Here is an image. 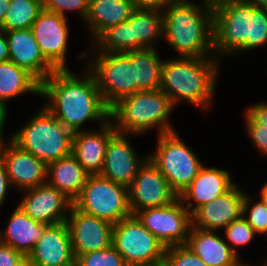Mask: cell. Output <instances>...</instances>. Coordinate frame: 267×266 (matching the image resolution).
I'll list each match as a JSON object with an SVG mask.
<instances>
[{"mask_svg": "<svg viewBox=\"0 0 267 266\" xmlns=\"http://www.w3.org/2000/svg\"><path fill=\"white\" fill-rule=\"evenodd\" d=\"M10 186L11 184L6 172V167L0 158V208L3 203H5V198H7L8 191L11 188Z\"/></svg>", "mask_w": 267, "mask_h": 266, "instance_id": "cell-42", "label": "cell"}, {"mask_svg": "<svg viewBox=\"0 0 267 266\" xmlns=\"http://www.w3.org/2000/svg\"><path fill=\"white\" fill-rule=\"evenodd\" d=\"M68 24L66 17L43 10L31 26L44 58L56 70H70L66 63L70 38Z\"/></svg>", "mask_w": 267, "mask_h": 266, "instance_id": "cell-13", "label": "cell"}, {"mask_svg": "<svg viewBox=\"0 0 267 266\" xmlns=\"http://www.w3.org/2000/svg\"><path fill=\"white\" fill-rule=\"evenodd\" d=\"M156 150L148 158L167 179L172 191L179 196L205 165L179 134L169 132L157 135Z\"/></svg>", "mask_w": 267, "mask_h": 266, "instance_id": "cell-8", "label": "cell"}, {"mask_svg": "<svg viewBox=\"0 0 267 266\" xmlns=\"http://www.w3.org/2000/svg\"><path fill=\"white\" fill-rule=\"evenodd\" d=\"M91 51L127 53L134 50L132 24L129 21L104 30L92 43Z\"/></svg>", "mask_w": 267, "mask_h": 266, "instance_id": "cell-30", "label": "cell"}, {"mask_svg": "<svg viewBox=\"0 0 267 266\" xmlns=\"http://www.w3.org/2000/svg\"><path fill=\"white\" fill-rule=\"evenodd\" d=\"M8 220L5 230H0V241L21 252L27 258L48 224L32 219L18 205Z\"/></svg>", "mask_w": 267, "mask_h": 266, "instance_id": "cell-24", "label": "cell"}, {"mask_svg": "<svg viewBox=\"0 0 267 266\" xmlns=\"http://www.w3.org/2000/svg\"><path fill=\"white\" fill-rule=\"evenodd\" d=\"M41 83L12 61L0 63V101L8 103L22 94L40 96Z\"/></svg>", "mask_w": 267, "mask_h": 266, "instance_id": "cell-27", "label": "cell"}, {"mask_svg": "<svg viewBox=\"0 0 267 266\" xmlns=\"http://www.w3.org/2000/svg\"><path fill=\"white\" fill-rule=\"evenodd\" d=\"M9 61L27 70L42 83L56 69L44 58L31 28L5 32Z\"/></svg>", "mask_w": 267, "mask_h": 266, "instance_id": "cell-21", "label": "cell"}, {"mask_svg": "<svg viewBox=\"0 0 267 266\" xmlns=\"http://www.w3.org/2000/svg\"><path fill=\"white\" fill-rule=\"evenodd\" d=\"M129 207L133 215L154 207L171 204L178 196L157 166L147 158L128 187Z\"/></svg>", "mask_w": 267, "mask_h": 266, "instance_id": "cell-12", "label": "cell"}, {"mask_svg": "<svg viewBox=\"0 0 267 266\" xmlns=\"http://www.w3.org/2000/svg\"><path fill=\"white\" fill-rule=\"evenodd\" d=\"M252 5H254L256 8H266L267 9V0H244Z\"/></svg>", "mask_w": 267, "mask_h": 266, "instance_id": "cell-46", "label": "cell"}, {"mask_svg": "<svg viewBox=\"0 0 267 266\" xmlns=\"http://www.w3.org/2000/svg\"><path fill=\"white\" fill-rule=\"evenodd\" d=\"M174 108L161 89L137 91L110 108V120L118 133L141 136L157 129V135L166 134L176 131L169 119Z\"/></svg>", "mask_w": 267, "mask_h": 266, "instance_id": "cell-4", "label": "cell"}, {"mask_svg": "<svg viewBox=\"0 0 267 266\" xmlns=\"http://www.w3.org/2000/svg\"><path fill=\"white\" fill-rule=\"evenodd\" d=\"M30 266H76L66 222L48 225L27 257Z\"/></svg>", "mask_w": 267, "mask_h": 266, "instance_id": "cell-18", "label": "cell"}, {"mask_svg": "<svg viewBox=\"0 0 267 266\" xmlns=\"http://www.w3.org/2000/svg\"><path fill=\"white\" fill-rule=\"evenodd\" d=\"M78 75L72 70H56L42 83L40 97L44 106L73 133L95 121L100 126L110 120V108L98 90L94 75L85 67Z\"/></svg>", "mask_w": 267, "mask_h": 266, "instance_id": "cell-1", "label": "cell"}, {"mask_svg": "<svg viewBox=\"0 0 267 266\" xmlns=\"http://www.w3.org/2000/svg\"><path fill=\"white\" fill-rule=\"evenodd\" d=\"M26 262L21 252L0 241V266H23Z\"/></svg>", "mask_w": 267, "mask_h": 266, "instance_id": "cell-39", "label": "cell"}, {"mask_svg": "<svg viewBox=\"0 0 267 266\" xmlns=\"http://www.w3.org/2000/svg\"><path fill=\"white\" fill-rule=\"evenodd\" d=\"M162 14L163 40L179 57H215L211 4L172 0Z\"/></svg>", "mask_w": 267, "mask_h": 266, "instance_id": "cell-2", "label": "cell"}, {"mask_svg": "<svg viewBox=\"0 0 267 266\" xmlns=\"http://www.w3.org/2000/svg\"><path fill=\"white\" fill-rule=\"evenodd\" d=\"M230 173L228 169L204 165L178 198L192 215L199 207L228 192L236 184Z\"/></svg>", "mask_w": 267, "mask_h": 266, "instance_id": "cell-20", "label": "cell"}, {"mask_svg": "<svg viewBox=\"0 0 267 266\" xmlns=\"http://www.w3.org/2000/svg\"><path fill=\"white\" fill-rule=\"evenodd\" d=\"M163 266H207L188 246L177 245L165 249Z\"/></svg>", "mask_w": 267, "mask_h": 266, "instance_id": "cell-36", "label": "cell"}, {"mask_svg": "<svg viewBox=\"0 0 267 266\" xmlns=\"http://www.w3.org/2000/svg\"><path fill=\"white\" fill-rule=\"evenodd\" d=\"M224 230L227 239H225V242L239 258L240 252L237 247L247 246L253 241L257 234L243 216L231 222Z\"/></svg>", "mask_w": 267, "mask_h": 266, "instance_id": "cell-33", "label": "cell"}, {"mask_svg": "<svg viewBox=\"0 0 267 266\" xmlns=\"http://www.w3.org/2000/svg\"><path fill=\"white\" fill-rule=\"evenodd\" d=\"M129 134L116 132L108 142L106 149L105 163L100 175L129 187L137 175L139 167L148 158V155L137 154L131 142Z\"/></svg>", "mask_w": 267, "mask_h": 266, "instance_id": "cell-17", "label": "cell"}, {"mask_svg": "<svg viewBox=\"0 0 267 266\" xmlns=\"http://www.w3.org/2000/svg\"><path fill=\"white\" fill-rule=\"evenodd\" d=\"M88 51L80 53L79 58L88 60L85 61V66L94 75L98 90L109 108L120 99L136 93L134 66L130 62V52L90 50V55Z\"/></svg>", "mask_w": 267, "mask_h": 266, "instance_id": "cell-6", "label": "cell"}, {"mask_svg": "<svg viewBox=\"0 0 267 266\" xmlns=\"http://www.w3.org/2000/svg\"><path fill=\"white\" fill-rule=\"evenodd\" d=\"M220 62L216 57L165 59L160 89L169 96L174 107L185 101L208 113L213 106Z\"/></svg>", "mask_w": 267, "mask_h": 266, "instance_id": "cell-3", "label": "cell"}, {"mask_svg": "<svg viewBox=\"0 0 267 266\" xmlns=\"http://www.w3.org/2000/svg\"><path fill=\"white\" fill-rule=\"evenodd\" d=\"M217 231L192 227L186 246L207 266H237L241 260Z\"/></svg>", "mask_w": 267, "mask_h": 266, "instance_id": "cell-23", "label": "cell"}, {"mask_svg": "<svg viewBox=\"0 0 267 266\" xmlns=\"http://www.w3.org/2000/svg\"><path fill=\"white\" fill-rule=\"evenodd\" d=\"M249 193H245L242 216L253 230L267 237V200L260 196V200L254 201Z\"/></svg>", "mask_w": 267, "mask_h": 266, "instance_id": "cell-32", "label": "cell"}, {"mask_svg": "<svg viewBox=\"0 0 267 266\" xmlns=\"http://www.w3.org/2000/svg\"><path fill=\"white\" fill-rule=\"evenodd\" d=\"M260 196L267 200V182L262 186L261 192H259Z\"/></svg>", "mask_w": 267, "mask_h": 266, "instance_id": "cell-47", "label": "cell"}, {"mask_svg": "<svg viewBox=\"0 0 267 266\" xmlns=\"http://www.w3.org/2000/svg\"><path fill=\"white\" fill-rule=\"evenodd\" d=\"M128 21L132 24L134 50L142 48L157 49L155 42L163 37L162 11L135 9Z\"/></svg>", "mask_w": 267, "mask_h": 266, "instance_id": "cell-29", "label": "cell"}, {"mask_svg": "<svg viewBox=\"0 0 267 266\" xmlns=\"http://www.w3.org/2000/svg\"><path fill=\"white\" fill-rule=\"evenodd\" d=\"M44 10L68 17L66 13L75 12L84 21L88 13L89 0H41Z\"/></svg>", "mask_w": 267, "mask_h": 266, "instance_id": "cell-37", "label": "cell"}, {"mask_svg": "<svg viewBox=\"0 0 267 266\" xmlns=\"http://www.w3.org/2000/svg\"><path fill=\"white\" fill-rule=\"evenodd\" d=\"M136 9H154L162 11L172 0H131Z\"/></svg>", "mask_w": 267, "mask_h": 266, "instance_id": "cell-41", "label": "cell"}, {"mask_svg": "<svg viewBox=\"0 0 267 266\" xmlns=\"http://www.w3.org/2000/svg\"><path fill=\"white\" fill-rule=\"evenodd\" d=\"M163 60L156 48H142L130 52V62L134 66L136 92L160 89Z\"/></svg>", "mask_w": 267, "mask_h": 266, "instance_id": "cell-28", "label": "cell"}, {"mask_svg": "<svg viewBox=\"0 0 267 266\" xmlns=\"http://www.w3.org/2000/svg\"><path fill=\"white\" fill-rule=\"evenodd\" d=\"M73 205L78 210L112 224L132 214L129 207L128 187L114 183L100 174L89 175Z\"/></svg>", "mask_w": 267, "mask_h": 266, "instance_id": "cell-9", "label": "cell"}, {"mask_svg": "<svg viewBox=\"0 0 267 266\" xmlns=\"http://www.w3.org/2000/svg\"><path fill=\"white\" fill-rule=\"evenodd\" d=\"M9 61V49L5 32L0 30V63Z\"/></svg>", "mask_w": 267, "mask_h": 266, "instance_id": "cell-44", "label": "cell"}, {"mask_svg": "<svg viewBox=\"0 0 267 266\" xmlns=\"http://www.w3.org/2000/svg\"><path fill=\"white\" fill-rule=\"evenodd\" d=\"M11 140L46 165L72 154L73 132L45 106L21 129L12 133Z\"/></svg>", "mask_w": 267, "mask_h": 266, "instance_id": "cell-5", "label": "cell"}, {"mask_svg": "<svg viewBox=\"0 0 267 266\" xmlns=\"http://www.w3.org/2000/svg\"><path fill=\"white\" fill-rule=\"evenodd\" d=\"M12 135L0 144L3 161L11 186L21 192L46 182L47 165L32 153L23 150L12 140Z\"/></svg>", "mask_w": 267, "mask_h": 266, "instance_id": "cell-15", "label": "cell"}, {"mask_svg": "<svg viewBox=\"0 0 267 266\" xmlns=\"http://www.w3.org/2000/svg\"><path fill=\"white\" fill-rule=\"evenodd\" d=\"M116 133L111 120L99 125L98 130H82L73 133L72 154L89 175L103 170L109 139Z\"/></svg>", "mask_w": 267, "mask_h": 266, "instance_id": "cell-22", "label": "cell"}, {"mask_svg": "<svg viewBox=\"0 0 267 266\" xmlns=\"http://www.w3.org/2000/svg\"><path fill=\"white\" fill-rule=\"evenodd\" d=\"M244 124L246 132L252 141V144L259 151V154L267 157V124H254L245 115Z\"/></svg>", "mask_w": 267, "mask_h": 266, "instance_id": "cell-38", "label": "cell"}, {"mask_svg": "<svg viewBox=\"0 0 267 266\" xmlns=\"http://www.w3.org/2000/svg\"><path fill=\"white\" fill-rule=\"evenodd\" d=\"M135 9L131 0H89L84 23L91 42L107 28L128 21Z\"/></svg>", "mask_w": 267, "mask_h": 266, "instance_id": "cell-25", "label": "cell"}, {"mask_svg": "<svg viewBox=\"0 0 267 266\" xmlns=\"http://www.w3.org/2000/svg\"><path fill=\"white\" fill-rule=\"evenodd\" d=\"M8 108L5 102L0 101V144L5 142L4 127L7 121Z\"/></svg>", "mask_w": 267, "mask_h": 266, "instance_id": "cell-43", "label": "cell"}, {"mask_svg": "<svg viewBox=\"0 0 267 266\" xmlns=\"http://www.w3.org/2000/svg\"><path fill=\"white\" fill-rule=\"evenodd\" d=\"M112 245L128 266H160L164 263L166 248L136 215L131 214L113 224Z\"/></svg>", "mask_w": 267, "mask_h": 266, "instance_id": "cell-10", "label": "cell"}, {"mask_svg": "<svg viewBox=\"0 0 267 266\" xmlns=\"http://www.w3.org/2000/svg\"><path fill=\"white\" fill-rule=\"evenodd\" d=\"M202 1H204L206 3H209L211 5H214V4H216V3L220 2V1H223V0H202Z\"/></svg>", "mask_w": 267, "mask_h": 266, "instance_id": "cell-49", "label": "cell"}, {"mask_svg": "<svg viewBox=\"0 0 267 266\" xmlns=\"http://www.w3.org/2000/svg\"><path fill=\"white\" fill-rule=\"evenodd\" d=\"M21 194L18 207L32 219L48 225L66 222L73 202L54 186L45 182Z\"/></svg>", "mask_w": 267, "mask_h": 266, "instance_id": "cell-16", "label": "cell"}, {"mask_svg": "<svg viewBox=\"0 0 267 266\" xmlns=\"http://www.w3.org/2000/svg\"><path fill=\"white\" fill-rule=\"evenodd\" d=\"M135 215L165 248L186 245L192 219L179 198L171 204L147 208Z\"/></svg>", "mask_w": 267, "mask_h": 266, "instance_id": "cell-11", "label": "cell"}, {"mask_svg": "<svg viewBox=\"0 0 267 266\" xmlns=\"http://www.w3.org/2000/svg\"><path fill=\"white\" fill-rule=\"evenodd\" d=\"M23 266H30L27 262Z\"/></svg>", "mask_w": 267, "mask_h": 266, "instance_id": "cell-50", "label": "cell"}, {"mask_svg": "<svg viewBox=\"0 0 267 266\" xmlns=\"http://www.w3.org/2000/svg\"><path fill=\"white\" fill-rule=\"evenodd\" d=\"M266 258V259H265ZM264 258V261L262 260V265L260 266H267V257ZM243 260H240L237 266H250L248 263H245Z\"/></svg>", "mask_w": 267, "mask_h": 266, "instance_id": "cell-48", "label": "cell"}, {"mask_svg": "<svg viewBox=\"0 0 267 266\" xmlns=\"http://www.w3.org/2000/svg\"><path fill=\"white\" fill-rule=\"evenodd\" d=\"M243 115L254 124H267V102L248 106Z\"/></svg>", "mask_w": 267, "mask_h": 266, "instance_id": "cell-40", "label": "cell"}, {"mask_svg": "<svg viewBox=\"0 0 267 266\" xmlns=\"http://www.w3.org/2000/svg\"><path fill=\"white\" fill-rule=\"evenodd\" d=\"M89 173L77 158L70 154L47 165L46 182L74 201L85 185Z\"/></svg>", "mask_w": 267, "mask_h": 266, "instance_id": "cell-26", "label": "cell"}, {"mask_svg": "<svg viewBox=\"0 0 267 266\" xmlns=\"http://www.w3.org/2000/svg\"><path fill=\"white\" fill-rule=\"evenodd\" d=\"M66 224L75 258L112 245L113 224L78 210L73 204L67 216Z\"/></svg>", "mask_w": 267, "mask_h": 266, "instance_id": "cell-14", "label": "cell"}, {"mask_svg": "<svg viewBox=\"0 0 267 266\" xmlns=\"http://www.w3.org/2000/svg\"><path fill=\"white\" fill-rule=\"evenodd\" d=\"M43 10L41 0H11L0 30L9 32L31 28Z\"/></svg>", "mask_w": 267, "mask_h": 266, "instance_id": "cell-31", "label": "cell"}, {"mask_svg": "<svg viewBox=\"0 0 267 266\" xmlns=\"http://www.w3.org/2000/svg\"><path fill=\"white\" fill-rule=\"evenodd\" d=\"M11 0H0V25L3 23Z\"/></svg>", "mask_w": 267, "mask_h": 266, "instance_id": "cell-45", "label": "cell"}, {"mask_svg": "<svg viewBox=\"0 0 267 266\" xmlns=\"http://www.w3.org/2000/svg\"><path fill=\"white\" fill-rule=\"evenodd\" d=\"M267 45V9L252 5L247 52Z\"/></svg>", "mask_w": 267, "mask_h": 266, "instance_id": "cell-34", "label": "cell"}, {"mask_svg": "<svg viewBox=\"0 0 267 266\" xmlns=\"http://www.w3.org/2000/svg\"><path fill=\"white\" fill-rule=\"evenodd\" d=\"M245 190L236 183L228 192L199 207L192 215V227L220 231L242 216Z\"/></svg>", "mask_w": 267, "mask_h": 266, "instance_id": "cell-19", "label": "cell"}, {"mask_svg": "<svg viewBox=\"0 0 267 266\" xmlns=\"http://www.w3.org/2000/svg\"><path fill=\"white\" fill-rule=\"evenodd\" d=\"M212 9L214 56L220 61L223 57L247 53L252 4L244 0H223L212 5Z\"/></svg>", "mask_w": 267, "mask_h": 266, "instance_id": "cell-7", "label": "cell"}, {"mask_svg": "<svg viewBox=\"0 0 267 266\" xmlns=\"http://www.w3.org/2000/svg\"><path fill=\"white\" fill-rule=\"evenodd\" d=\"M76 266H128L113 245L90 253L79 255Z\"/></svg>", "mask_w": 267, "mask_h": 266, "instance_id": "cell-35", "label": "cell"}]
</instances>
